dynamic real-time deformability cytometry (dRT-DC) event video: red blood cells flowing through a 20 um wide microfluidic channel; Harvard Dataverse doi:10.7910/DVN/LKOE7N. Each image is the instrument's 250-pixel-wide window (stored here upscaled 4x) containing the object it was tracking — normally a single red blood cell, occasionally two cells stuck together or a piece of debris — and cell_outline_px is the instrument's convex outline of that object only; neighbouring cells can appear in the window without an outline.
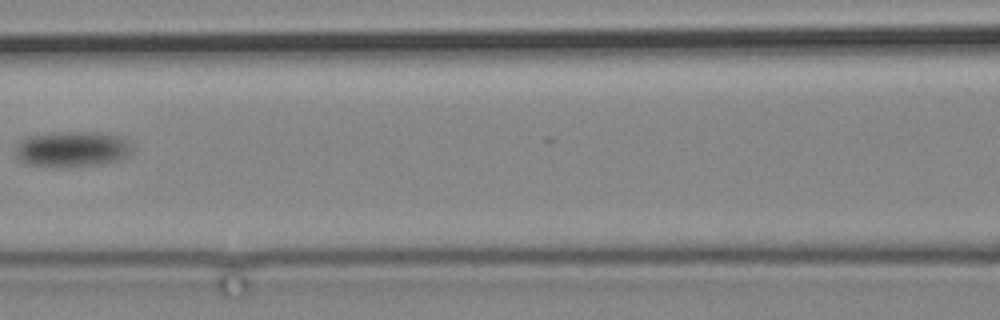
{"species": "common noctule bat (a hibernating species)", "species_latin": "Nyctalus noctula", "temperature_condition": "cold", "stored_images_in_passage": 23, "camera_frame_rate_fps": 3000, "um_per_image_px": 0.085, "animal": {"sex": "male", "body_mass_g": 19.2, "forearm_length_mm": 51.8}, "frame": {"image": 1, "passage_image": 20, "time_ms": 24.667, "image_size_px": [1000, 320], "cell_outline_px": [[128, 156], [116, 160], [96, 164], [68, 168], [24, 164], [12, 152], [20, 140], [28, 136], [56, 132], [112, 132], [128, 136]], "centroid_in_image_um": [6.1, 12.65], "position_along_channel_um": 160.5, "area_um2": 24.74}}
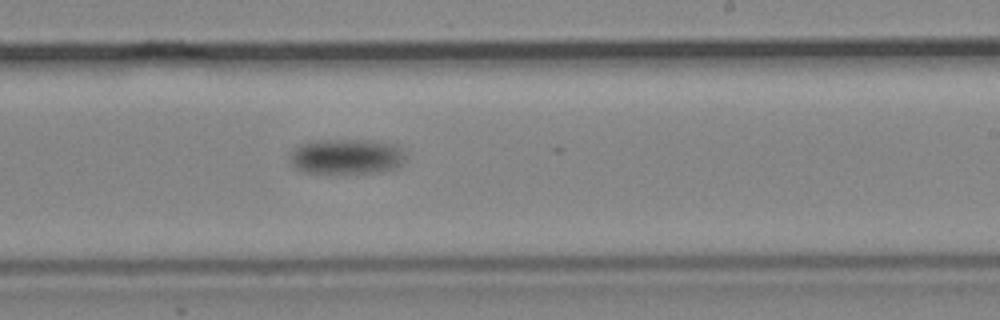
{"frame": {"image": 2, "passage_image": 23, "time_ms": 28.333, "image_size_px": [1000, 320], "cell_outline_px": [[404, 160], [396, 168], [376, 172], [336, 176], [300, 172], [288, 164], [288, 152], [292, 148], [300, 144], [312, 140], [372, 140], [396, 144], [404, 148]], "centroid_in_image_um": [29.34, 13.34], "position_along_channel_um": 259.7, "area_um2": 25.32}}